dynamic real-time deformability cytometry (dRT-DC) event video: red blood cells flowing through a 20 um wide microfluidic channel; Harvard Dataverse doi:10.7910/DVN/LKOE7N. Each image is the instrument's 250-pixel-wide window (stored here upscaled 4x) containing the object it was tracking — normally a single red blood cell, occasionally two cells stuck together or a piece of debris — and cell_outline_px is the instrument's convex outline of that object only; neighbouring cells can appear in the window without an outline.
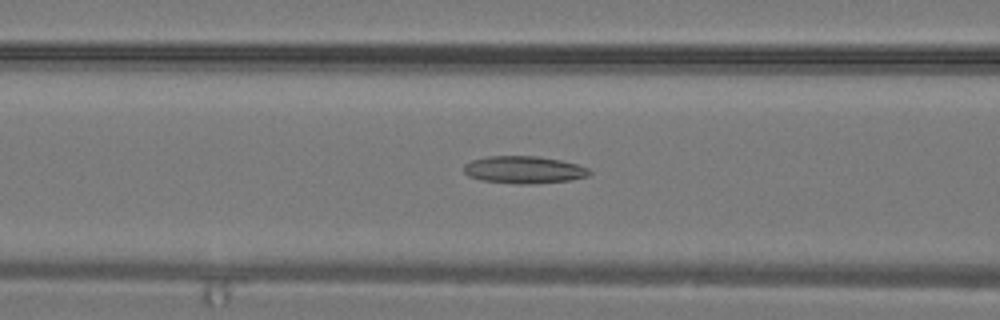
{"species": "common noctule bat (a hibernating species)", "species_latin": "Nyctalus noctula", "temperature_condition": "warm", "stored_images_in_passage": 27, "camera_frame_rate_fps": 3000, "um_per_image_px": 0.085, "animal": {"sex": "male", "body_mass_g": 19.2, "forearm_length_mm": 51.8}, "frame": {"image": 1, "passage_image": 8, "time_ms": 2.333, "image_size_px": [1000, 320], "cell_outline_px": [[592, 172], [588, 176], [568, 180], [528, 184], [520, 184], [480, 180], [468, 176], [464, 172], [464, 164], [472, 160], [488, 156], [540, 156], [560, 160], [576, 164], [588, 168]], "centroid_in_image_um": [44.51, 14.42], "position_along_channel_um": 122.1, "area_um2": 19.94}}
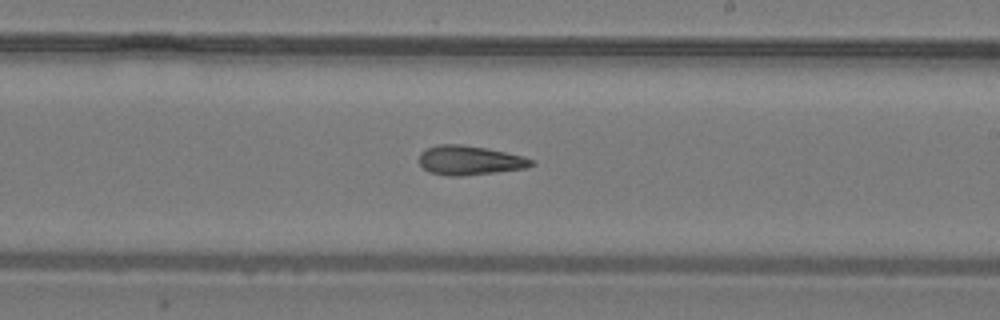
{"frame": {"image": 2, "passage_image": 14, "time_ms": 4.333, "image_size_px": [1000, 320], "cell_outline_px": [[536, 164], [524, 168], [496, 172], [460, 176], [448, 176], [428, 172], [420, 164], [420, 152], [424, 148], [436, 144], [460, 144], [488, 148], [524, 156], [536, 160]], "centroid_in_image_um": [39.92, 13.62], "position_along_channel_um": 249.1, "area_um2": 19.42}}
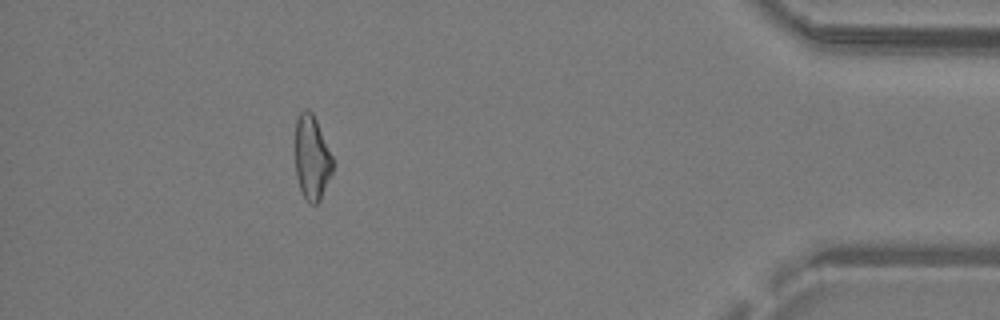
{"frame": {"image": 3, "passage_image": 24, "time_ms": 7.667, "image_size_px": [1000, 320], "cell_outline_px": [[332, 172], [320, 200], [316, 204], [312, 204], [304, 196], [300, 188], [296, 176], [296, 120], [300, 112], [304, 108], [308, 108], [312, 112], [316, 120], [332, 156]], "centroid_in_image_um": [26.5, 13.38], "position_along_channel_um": 408.7, "area_um2": 18.09}}